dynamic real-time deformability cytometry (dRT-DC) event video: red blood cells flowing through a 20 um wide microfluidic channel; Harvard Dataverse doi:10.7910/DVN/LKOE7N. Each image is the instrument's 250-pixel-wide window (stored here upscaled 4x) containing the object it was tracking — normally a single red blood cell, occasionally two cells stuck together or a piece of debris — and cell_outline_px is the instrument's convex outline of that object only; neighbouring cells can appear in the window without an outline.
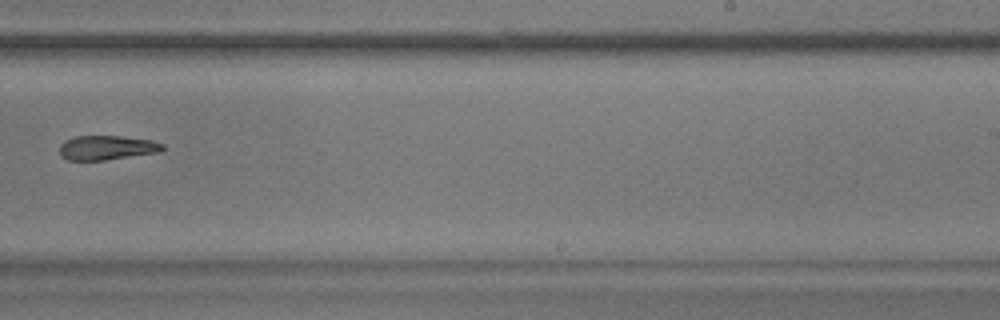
{"species": "common noctule bat (a hibernating species)", "species_latin": "Nyctalus noctula", "temperature_condition": "warm", "stored_images_in_passage": 6, "camera_frame_rate_fps": 3000, "um_per_image_px": 0.085, "animal": {"sex": "male", "body_mass_g": 17.9}, "frame": {"image": 1, "passage_image": 6, "time_ms": 1.667, "image_size_px": [1000, 320], "cell_outline_px": [[164, 148], [160, 152], [104, 160], [68, 160], [60, 156], [60, 144], [64, 140], [76, 136], [120, 136], [152, 140], [164, 144]], "centroid_in_image_um": [9.07, 12.55], "position_along_channel_um": 279.9, "area_um2": 14.68}}